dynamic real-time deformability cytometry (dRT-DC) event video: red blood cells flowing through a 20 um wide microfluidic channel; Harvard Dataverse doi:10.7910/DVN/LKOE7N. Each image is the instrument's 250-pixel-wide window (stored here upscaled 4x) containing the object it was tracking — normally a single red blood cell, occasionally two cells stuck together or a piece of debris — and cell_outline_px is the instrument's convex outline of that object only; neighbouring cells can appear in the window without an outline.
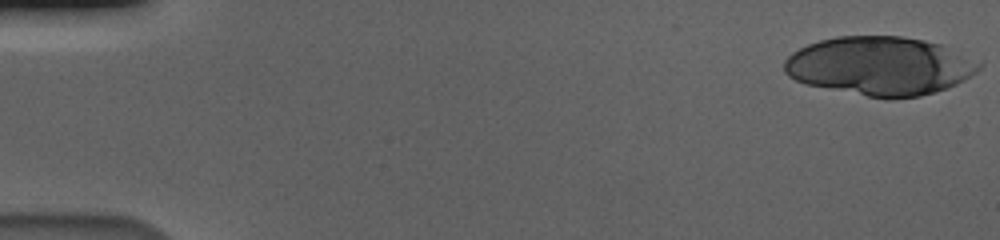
{"species": "human", "species_latin": "Homo sapiens", "temperature_condition": "cold", "stored_images_in_passage": 20, "camera_frame_rate_fps": 3000, "um_per_image_px": 0.085, "donor": {"sex": "male"}, "frame": {"image": 1, "passage_image": 1, "time_ms": 0.0, "image_size_px": [1000, 240], "cell_outline_px": [[984, 64], [976, 72], [964, 80], [948, 88], [936, 92], [920, 96], [868, 96], [808, 84], [796, 80], [788, 76], [784, 72], [784, 60], [792, 52], [808, 44], [820, 40], [836, 36], [904, 36], [924, 40], [940, 44]], "centroid_in_image_um": [74.78, 5.58], "position_along_channel_um": 10.2, "area_um2": 65.72}}